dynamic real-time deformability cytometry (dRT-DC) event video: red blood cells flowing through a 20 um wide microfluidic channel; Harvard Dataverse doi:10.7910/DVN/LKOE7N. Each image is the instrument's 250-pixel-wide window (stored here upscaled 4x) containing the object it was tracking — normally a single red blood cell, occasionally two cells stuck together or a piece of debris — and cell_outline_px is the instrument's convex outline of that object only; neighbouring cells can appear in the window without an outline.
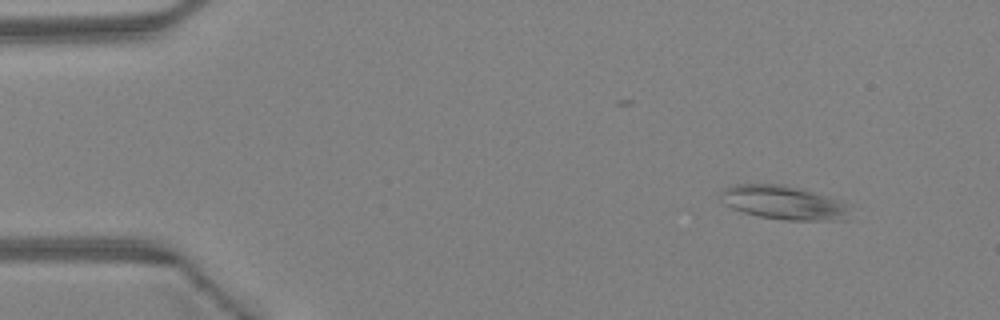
{"species": "Egyptian fruit bat (a non-hibernating species)", "species_latin": "Rousettus aegyptiacus", "temperature_condition": "warm", "stored_images_in_passage": 28, "camera_frame_rate_fps": 3000, "um_per_image_px": 0.085, "animal": {"sex": "female"}, "frame": {"image": 1, "passage_image": 5, "time_ms": 1.333, "image_size_px": [1000, 320], "cell_outline_px": [[844, 220], [784, 220], [760, 216], [744, 212], [732, 208], [724, 204], [720, 200], [720, 192], [724, 188], [736, 184], [784, 184], [804, 188], [836, 200], [844, 204]], "centroid_in_image_um": [66.47, 17.2], "position_along_channel_um": 18.5, "area_um2": 25.03}}
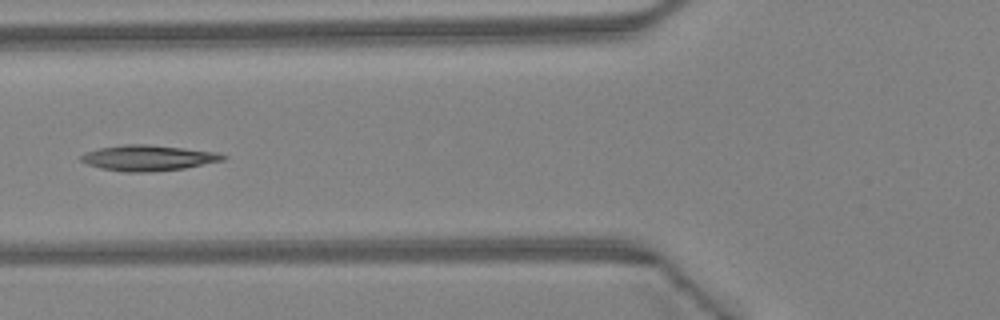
{"frame": {"image": 2, "passage_image": 18, "time_ms": 5.667, "image_size_px": [1000, 320], "cell_outline_px": [[228, 156], [224, 160], [184, 168], [152, 172], [124, 172], [100, 168], [88, 164], [80, 160], [80, 156], [84, 152], [100, 148], [124, 144], [148, 144], [184, 148], [216, 152]], "centroid_in_image_um": [12.58, 13.42], "position_along_channel_um": 113.2, "area_um2": 21.21}}
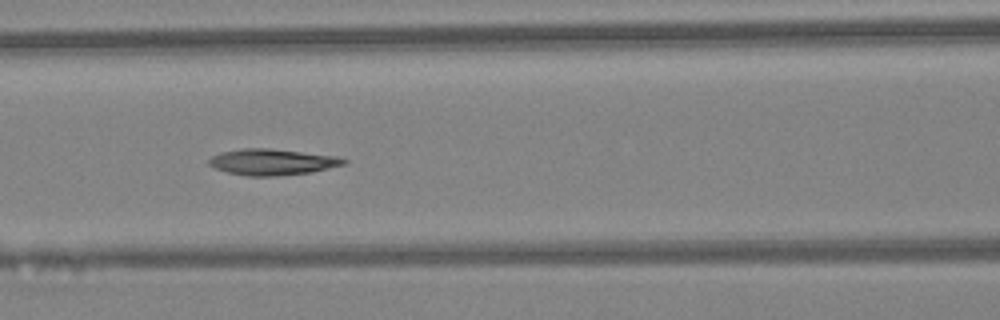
{"frame": {"image": 3, "passage_image": 20, "time_ms": 6.333, "image_size_px": [1000, 320], "cell_outline_px": [[348, 160], [344, 164], [312, 172], [276, 176], [248, 176], [228, 172], [216, 168], [208, 164], [208, 160], [212, 156], [220, 152], [244, 148], [268, 148], [336, 156]], "centroid_in_image_um": [23.12, 13.77], "position_along_channel_um": 143.5, "area_um2": 20.35}}